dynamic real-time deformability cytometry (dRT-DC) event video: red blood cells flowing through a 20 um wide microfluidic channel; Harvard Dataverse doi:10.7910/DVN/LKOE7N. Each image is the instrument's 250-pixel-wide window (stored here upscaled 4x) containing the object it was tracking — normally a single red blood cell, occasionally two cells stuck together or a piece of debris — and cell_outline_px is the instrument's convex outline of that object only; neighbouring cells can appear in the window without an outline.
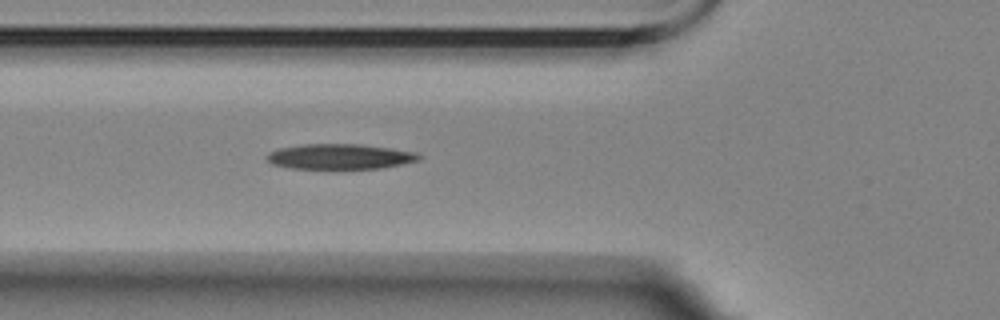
{"species": "Egyptian fruit bat (a non-hibernating species)", "species_latin": "Rousettus aegyptiacus", "temperature_condition": "room temperature", "stored_images_in_passage": 5, "camera_frame_rate_fps": 3000, "um_per_image_px": 0.085, "animal": {"sex": "female"}, "frame": {"image": 1, "passage_image": 5, "time_ms": 5.667, "image_size_px": [1000, 320], "cell_outline_px": [[424, 156], [420, 160], [380, 168], [292, 168], [272, 164], [264, 156], [268, 152], [276, 148], [304, 144], [360, 144], [392, 148], [416, 152]], "centroid_in_image_um": [28.88, 13.29], "position_along_channel_um": 96.9, "area_um2": 22.43}}